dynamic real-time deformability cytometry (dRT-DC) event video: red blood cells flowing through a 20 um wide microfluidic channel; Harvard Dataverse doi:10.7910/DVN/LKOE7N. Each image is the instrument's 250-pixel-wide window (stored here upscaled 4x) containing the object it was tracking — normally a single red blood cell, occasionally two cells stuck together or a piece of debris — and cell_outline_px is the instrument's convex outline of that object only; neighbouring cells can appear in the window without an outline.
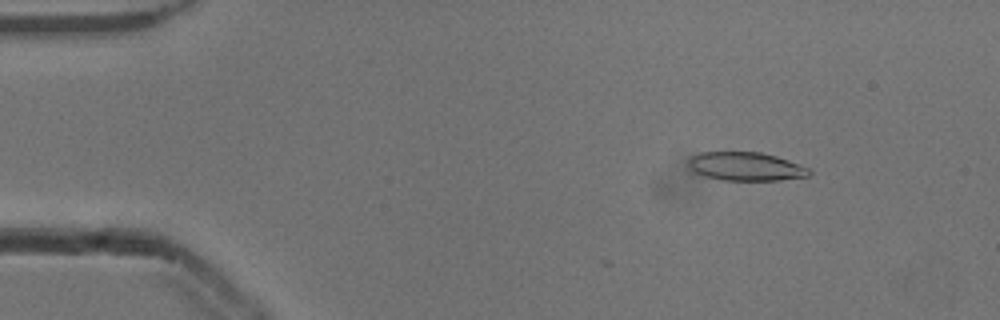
{"species": "common noctule bat (a hibernating species)", "species_latin": "Nyctalus noctula", "temperature_condition": "cold", "stored_images_in_passage": 9, "camera_frame_rate_fps": 3000, "um_per_image_px": 0.085, "animal": {"sex": "male", "body_mass_g": 13.3}, "frame": {"image": 1, "passage_image": 6, "time_ms": 1.667, "image_size_px": [1000, 320], "cell_outline_px": [[812, 172], [808, 176], [780, 180], [724, 180], [704, 176], [692, 172], [688, 164], [688, 160], [692, 156], [700, 152], [760, 152], [776, 156], [788, 160], [808, 168]], "centroid_in_image_um": [63.36, 14.15], "position_along_channel_um": 21.6, "area_um2": 20.06}}